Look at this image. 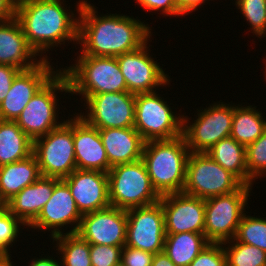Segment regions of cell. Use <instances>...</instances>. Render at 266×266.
Segmentation results:
<instances>
[{
    "mask_svg": "<svg viewBox=\"0 0 266 266\" xmlns=\"http://www.w3.org/2000/svg\"><path fill=\"white\" fill-rule=\"evenodd\" d=\"M76 7L79 55L117 57L138 49L152 37L149 24L130 15L99 16L95 5L88 0H79Z\"/></svg>",
    "mask_w": 266,
    "mask_h": 266,
    "instance_id": "1",
    "label": "cell"
},
{
    "mask_svg": "<svg viewBox=\"0 0 266 266\" xmlns=\"http://www.w3.org/2000/svg\"><path fill=\"white\" fill-rule=\"evenodd\" d=\"M64 2L27 0L15 8L14 17L20 23L28 45L43 60L50 59L46 53L50 48L68 41L78 43L79 16L72 9L70 11L71 7L67 9Z\"/></svg>",
    "mask_w": 266,
    "mask_h": 266,
    "instance_id": "2",
    "label": "cell"
},
{
    "mask_svg": "<svg viewBox=\"0 0 266 266\" xmlns=\"http://www.w3.org/2000/svg\"><path fill=\"white\" fill-rule=\"evenodd\" d=\"M189 155L183 135L145 142L141 159L160 196L183 191Z\"/></svg>",
    "mask_w": 266,
    "mask_h": 266,
    "instance_id": "3",
    "label": "cell"
},
{
    "mask_svg": "<svg viewBox=\"0 0 266 266\" xmlns=\"http://www.w3.org/2000/svg\"><path fill=\"white\" fill-rule=\"evenodd\" d=\"M67 76L70 93L88 96L125 92L127 85L116 57L78 55L74 64L60 68Z\"/></svg>",
    "mask_w": 266,
    "mask_h": 266,
    "instance_id": "4",
    "label": "cell"
},
{
    "mask_svg": "<svg viewBox=\"0 0 266 266\" xmlns=\"http://www.w3.org/2000/svg\"><path fill=\"white\" fill-rule=\"evenodd\" d=\"M108 189L110 205L124 210L155 204L161 197L153 188L142 159L111 167Z\"/></svg>",
    "mask_w": 266,
    "mask_h": 266,
    "instance_id": "5",
    "label": "cell"
},
{
    "mask_svg": "<svg viewBox=\"0 0 266 266\" xmlns=\"http://www.w3.org/2000/svg\"><path fill=\"white\" fill-rule=\"evenodd\" d=\"M57 91L70 93L68 78L61 69L31 98L15 120L32 141L63 123L58 121Z\"/></svg>",
    "mask_w": 266,
    "mask_h": 266,
    "instance_id": "6",
    "label": "cell"
},
{
    "mask_svg": "<svg viewBox=\"0 0 266 266\" xmlns=\"http://www.w3.org/2000/svg\"><path fill=\"white\" fill-rule=\"evenodd\" d=\"M244 184L206 152H190L183 193L208 199L239 190Z\"/></svg>",
    "mask_w": 266,
    "mask_h": 266,
    "instance_id": "7",
    "label": "cell"
},
{
    "mask_svg": "<svg viewBox=\"0 0 266 266\" xmlns=\"http://www.w3.org/2000/svg\"><path fill=\"white\" fill-rule=\"evenodd\" d=\"M32 153L36 157L41 176L63 179L76 168L73 143V118L33 141Z\"/></svg>",
    "mask_w": 266,
    "mask_h": 266,
    "instance_id": "8",
    "label": "cell"
},
{
    "mask_svg": "<svg viewBox=\"0 0 266 266\" xmlns=\"http://www.w3.org/2000/svg\"><path fill=\"white\" fill-rule=\"evenodd\" d=\"M160 95L156 91L135 94L134 128L145 142L182 135L183 115L172 111L169 102Z\"/></svg>",
    "mask_w": 266,
    "mask_h": 266,
    "instance_id": "9",
    "label": "cell"
},
{
    "mask_svg": "<svg viewBox=\"0 0 266 266\" xmlns=\"http://www.w3.org/2000/svg\"><path fill=\"white\" fill-rule=\"evenodd\" d=\"M251 191L252 186L243 185L234 192L205 200L204 235L209 242L234 239Z\"/></svg>",
    "mask_w": 266,
    "mask_h": 266,
    "instance_id": "10",
    "label": "cell"
},
{
    "mask_svg": "<svg viewBox=\"0 0 266 266\" xmlns=\"http://www.w3.org/2000/svg\"><path fill=\"white\" fill-rule=\"evenodd\" d=\"M196 120L189 122L183 116L182 135L190 152H206L221 139L230 136L233 121V105L213 103L197 111ZM187 124V125H186Z\"/></svg>",
    "mask_w": 266,
    "mask_h": 266,
    "instance_id": "11",
    "label": "cell"
},
{
    "mask_svg": "<svg viewBox=\"0 0 266 266\" xmlns=\"http://www.w3.org/2000/svg\"><path fill=\"white\" fill-rule=\"evenodd\" d=\"M83 105L86 106L87 114L80 112L79 116L95 128L134 127L135 94L133 93L125 91L96 94L88 96Z\"/></svg>",
    "mask_w": 266,
    "mask_h": 266,
    "instance_id": "12",
    "label": "cell"
},
{
    "mask_svg": "<svg viewBox=\"0 0 266 266\" xmlns=\"http://www.w3.org/2000/svg\"><path fill=\"white\" fill-rule=\"evenodd\" d=\"M127 232L125 245L150 252L164 251L165 216L161 202L126 210Z\"/></svg>",
    "mask_w": 266,
    "mask_h": 266,
    "instance_id": "13",
    "label": "cell"
},
{
    "mask_svg": "<svg viewBox=\"0 0 266 266\" xmlns=\"http://www.w3.org/2000/svg\"><path fill=\"white\" fill-rule=\"evenodd\" d=\"M149 39L138 49L116 57L124 76L127 90L133 94L155 92L159 87L170 84V76L165 74L157 61L150 56Z\"/></svg>",
    "mask_w": 266,
    "mask_h": 266,
    "instance_id": "14",
    "label": "cell"
},
{
    "mask_svg": "<svg viewBox=\"0 0 266 266\" xmlns=\"http://www.w3.org/2000/svg\"><path fill=\"white\" fill-rule=\"evenodd\" d=\"M81 218L82 215L76 207L75 200L67 183L63 179H60L55 184L52 196L43 206L37 218L26 228L28 229L30 227L34 230L38 229V231H51L50 235L52 239L65 234V229L63 228L65 226L66 230L69 225H71L69 229L72 227L66 234L76 233Z\"/></svg>",
    "mask_w": 266,
    "mask_h": 266,
    "instance_id": "15",
    "label": "cell"
},
{
    "mask_svg": "<svg viewBox=\"0 0 266 266\" xmlns=\"http://www.w3.org/2000/svg\"><path fill=\"white\" fill-rule=\"evenodd\" d=\"M42 60L29 70L20 71L4 100L0 102V120L15 121L31 98L60 70Z\"/></svg>",
    "mask_w": 266,
    "mask_h": 266,
    "instance_id": "16",
    "label": "cell"
},
{
    "mask_svg": "<svg viewBox=\"0 0 266 266\" xmlns=\"http://www.w3.org/2000/svg\"><path fill=\"white\" fill-rule=\"evenodd\" d=\"M126 210L110 206L82 215L77 234L89 244L125 246Z\"/></svg>",
    "mask_w": 266,
    "mask_h": 266,
    "instance_id": "17",
    "label": "cell"
},
{
    "mask_svg": "<svg viewBox=\"0 0 266 266\" xmlns=\"http://www.w3.org/2000/svg\"><path fill=\"white\" fill-rule=\"evenodd\" d=\"M166 234L194 232L204 234L205 200L181 193L162 195Z\"/></svg>",
    "mask_w": 266,
    "mask_h": 266,
    "instance_id": "18",
    "label": "cell"
},
{
    "mask_svg": "<svg viewBox=\"0 0 266 266\" xmlns=\"http://www.w3.org/2000/svg\"><path fill=\"white\" fill-rule=\"evenodd\" d=\"M81 215L110 207L108 173L75 169L63 178Z\"/></svg>",
    "mask_w": 266,
    "mask_h": 266,
    "instance_id": "19",
    "label": "cell"
},
{
    "mask_svg": "<svg viewBox=\"0 0 266 266\" xmlns=\"http://www.w3.org/2000/svg\"><path fill=\"white\" fill-rule=\"evenodd\" d=\"M75 114L72 117L76 168L108 173L111 166L99 129L88 124L78 113Z\"/></svg>",
    "mask_w": 266,
    "mask_h": 266,
    "instance_id": "20",
    "label": "cell"
},
{
    "mask_svg": "<svg viewBox=\"0 0 266 266\" xmlns=\"http://www.w3.org/2000/svg\"><path fill=\"white\" fill-rule=\"evenodd\" d=\"M28 45L20 23L13 17L0 22V64L29 70L43 59Z\"/></svg>",
    "mask_w": 266,
    "mask_h": 266,
    "instance_id": "21",
    "label": "cell"
},
{
    "mask_svg": "<svg viewBox=\"0 0 266 266\" xmlns=\"http://www.w3.org/2000/svg\"><path fill=\"white\" fill-rule=\"evenodd\" d=\"M59 180L55 177L40 176L7 201L10 213L28 227L52 196L54 186Z\"/></svg>",
    "mask_w": 266,
    "mask_h": 266,
    "instance_id": "22",
    "label": "cell"
},
{
    "mask_svg": "<svg viewBox=\"0 0 266 266\" xmlns=\"http://www.w3.org/2000/svg\"><path fill=\"white\" fill-rule=\"evenodd\" d=\"M111 167L141 160L145 141L134 127L99 129Z\"/></svg>",
    "mask_w": 266,
    "mask_h": 266,
    "instance_id": "23",
    "label": "cell"
},
{
    "mask_svg": "<svg viewBox=\"0 0 266 266\" xmlns=\"http://www.w3.org/2000/svg\"><path fill=\"white\" fill-rule=\"evenodd\" d=\"M40 176L39 165L33 153L25 159L0 166V193L8 201Z\"/></svg>",
    "mask_w": 266,
    "mask_h": 266,
    "instance_id": "24",
    "label": "cell"
},
{
    "mask_svg": "<svg viewBox=\"0 0 266 266\" xmlns=\"http://www.w3.org/2000/svg\"><path fill=\"white\" fill-rule=\"evenodd\" d=\"M32 151L33 141L15 121L0 120V166L25 159Z\"/></svg>",
    "mask_w": 266,
    "mask_h": 266,
    "instance_id": "25",
    "label": "cell"
},
{
    "mask_svg": "<svg viewBox=\"0 0 266 266\" xmlns=\"http://www.w3.org/2000/svg\"><path fill=\"white\" fill-rule=\"evenodd\" d=\"M206 153L224 169L235 175L244 185L249 186L244 145L228 136L213 145Z\"/></svg>",
    "mask_w": 266,
    "mask_h": 266,
    "instance_id": "26",
    "label": "cell"
},
{
    "mask_svg": "<svg viewBox=\"0 0 266 266\" xmlns=\"http://www.w3.org/2000/svg\"><path fill=\"white\" fill-rule=\"evenodd\" d=\"M230 136L245 147L253 143L266 130V119L262 112L252 105H234Z\"/></svg>",
    "mask_w": 266,
    "mask_h": 266,
    "instance_id": "27",
    "label": "cell"
},
{
    "mask_svg": "<svg viewBox=\"0 0 266 266\" xmlns=\"http://www.w3.org/2000/svg\"><path fill=\"white\" fill-rule=\"evenodd\" d=\"M209 243L202 233L166 234L164 252L176 266H188Z\"/></svg>",
    "mask_w": 266,
    "mask_h": 266,
    "instance_id": "28",
    "label": "cell"
},
{
    "mask_svg": "<svg viewBox=\"0 0 266 266\" xmlns=\"http://www.w3.org/2000/svg\"><path fill=\"white\" fill-rule=\"evenodd\" d=\"M60 255L62 266H92L90 244L77 233L62 234L52 238Z\"/></svg>",
    "mask_w": 266,
    "mask_h": 266,
    "instance_id": "29",
    "label": "cell"
},
{
    "mask_svg": "<svg viewBox=\"0 0 266 266\" xmlns=\"http://www.w3.org/2000/svg\"><path fill=\"white\" fill-rule=\"evenodd\" d=\"M222 245H225L223 248L227 266H266V252L256 246L238 242L235 239L225 241Z\"/></svg>",
    "mask_w": 266,
    "mask_h": 266,
    "instance_id": "30",
    "label": "cell"
},
{
    "mask_svg": "<svg viewBox=\"0 0 266 266\" xmlns=\"http://www.w3.org/2000/svg\"><path fill=\"white\" fill-rule=\"evenodd\" d=\"M234 239L266 252V217L259 218L244 213Z\"/></svg>",
    "mask_w": 266,
    "mask_h": 266,
    "instance_id": "31",
    "label": "cell"
},
{
    "mask_svg": "<svg viewBox=\"0 0 266 266\" xmlns=\"http://www.w3.org/2000/svg\"><path fill=\"white\" fill-rule=\"evenodd\" d=\"M23 226V228L21 227ZM25 224L13 214L8 208L0 211V258L5 261H11L10 247L15 244L19 238L21 229L25 228ZM21 228V229H20ZM20 230V231H19Z\"/></svg>",
    "mask_w": 266,
    "mask_h": 266,
    "instance_id": "32",
    "label": "cell"
},
{
    "mask_svg": "<svg viewBox=\"0 0 266 266\" xmlns=\"http://www.w3.org/2000/svg\"><path fill=\"white\" fill-rule=\"evenodd\" d=\"M237 9L250 25V31L257 38L266 36V0H237Z\"/></svg>",
    "mask_w": 266,
    "mask_h": 266,
    "instance_id": "33",
    "label": "cell"
},
{
    "mask_svg": "<svg viewBox=\"0 0 266 266\" xmlns=\"http://www.w3.org/2000/svg\"><path fill=\"white\" fill-rule=\"evenodd\" d=\"M246 164L249 186H252L260 176L266 177V130L253 143L246 146Z\"/></svg>",
    "mask_w": 266,
    "mask_h": 266,
    "instance_id": "34",
    "label": "cell"
},
{
    "mask_svg": "<svg viewBox=\"0 0 266 266\" xmlns=\"http://www.w3.org/2000/svg\"><path fill=\"white\" fill-rule=\"evenodd\" d=\"M188 266H227L222 243L207 244Z\"/></svg>",
    "mask_w": 266,
    "mask_h": 266,
    "instance_id": "35",
    "label": "cell"
},
{
    "mask_svg": "<svg viewBox=\"0 0 266 266\" xmlns=\"http://www.w3.org/2000/svg\"><path fill=\"white\" fill-rule=\"evenodd\" d=\"M123 247L90 244L92 266H115L121 262Z\"/></svg>",
    "mask_w": 266,
    "mask_h": 266,
    "instance_id": "36",
    "label": "cell"
},
{
    "mask_svg": "<svg viewBox=\"0 0 266 266\" xmlns=\"http://www.w3.org/2000/svg\"><path fill=\"white\" fill-rule=\"evenodd\" d=\"M154 254L141 249L123 246L121 262L125 266H151Z\"/></svg>",
    "mask_w": 266,
    "mask_h": 266,
    "instance_id": "37",
    "label": "cell"
},
{
    "mask_svg": "<svg viewBox=\"0 0 266 266\" xmlns=\"http://www.w3.org/2000/svg\"><path fill=\"white\" fill-rule=\"evenodd\" d=\"M137 4L141 5L143 9H147L152 13L159 11L162 15L166 16H183L179 11L175 0H135Z\"/></svg>",
    "mask_w": 266,
    "mask_h": 266,
    "instance_id": "38",
    "label": "cell"
},
{
    "mask_svg": "<svg viewBox=\"0 0 266 266\" xmlns=\"http://www.w3.org/2000/svg\"><path fill=\"white\" fill-rule=\"evenodd\" d=\"M20 71V69L14 66L0 64V102L4 100L14 78Z\"/></svg>",
    "mask_w": 266,
    "mask_h": 266,
    "instance_id": "39",
    "label": "cell"
},
{
    "mask_svg": "<svg viewBox=\"0 0 266 266\" xmlns=\"http://www.w3.org/2000/svg\"><path fill=\"white\" fill-rule=\"evenodd\" d=\"M176 5L179 9V11L183 15H189L193 11L198 10V7L201 6V4H205L206 1L210 0H175Z\"/></svg>",
    "mask_w": 266,
    "mask_h": 266,
    "instance_id": "40",
    "label": "cell"
},
{
    "mask_svg": "<svg viewBox=\"0 0 266 266\" xmlns=\"http://www.w3.org/2000/svg\"><path fill=\"white\" fill-rule=\"evenodd\" d=\"M15 15V7L8 0H0V22L10 20Z\"/></svg>",
    "mask_w": 266,
    "mask_h": 266,
    "instance_id": "41",
    "label": "cell"
},
{
    "mask_svg": "<svg viewBox=\"0 0 266 266\" xmlns=\"http://www.w3.org/2000/svg\"><path fill=\"white\" fill-rule=\"evenodd\" d=\"M49 255H45V257H40V258H33L30 260L31 262H28V266H62L61 265V260L58 258L57 260L54 259L53 257H48ZM53 258V259H52Z\"/></svg>",
    "mask_w": 266,
    "mask_h": 266,
    "instance_id": "42",
    "label": "cell"
},
{
    "mask_svg": "<svg viewBox=\"0 0 266 266\" xmlns=\"http://www.w3.org/2000/svg\"><path fill=\"white\" fill-rule=\"evenodd\" d=\"M151 266H176V265L163 251L154 254Z\"/></svg>",
    "mask_w": 266,
    "mask_h": 266,
    "instance_id": "43",
    "label": "cell"
},
{
    "mask_svg": "<svg viewBox=\"0 0 266 266\" xmlns=\"http://www.w3.org/2000/svg\"><path fill=\"white\" fill-rule=\"evenodd\" d=\"M7 208V201L2 197L0 193V211Z\"/></svg>",
    "mask_w": 266,
    "mask_h": 266,
    "instance_id": "44",
    "label": "cell"
},
{
    "mask_svg": "<svg viewBox=\"0 0 266 266\" xmlns=\"http://www.w3.org/2000/svg\"><path fill=\"white\" fill-rule=\"evenodd\" d=\"M8 1L16 8L17 6L26 2L27 0H8Z\"/></svg>",
    "mask_w": 266,
    "mask_h": 266,
    "instance_id": "45",
    "label": "cell"
},
{
    "mask_svg": "<svg viewBox=\"0 0 266 266\" xmlns=\"http://www.w3.org/2000/svg\"><path fill=\"white\" fill-rule=\"evenodd\" d=\"M13 263V261H5L0 266H14L15 264Z\"/></svg>",
    "mask_w": 266,
    "mask_h": 266,
    "instance_id": "46",
    "label": "cell"
},
{
    "mask_svg": "<svg viewBox=\"0 0 266 266\" xmlns=\"http://www.w3.org/2000/svg\"><path fill=\"white\" fill-rule=\"evenodd\" d=\"M115 266H125L122 262L118 263L117 265Z\"/></svg>",
    "mask_w": 266,
    "mask_h": 266,
    "instance_id": "47",
    "label": "cell"
},
{
    "mask_svg": "<svg viewBox=\"0 0 266 266\" xmlns=\"http://www.w3.org/2000/svg\"><path fill=\"white\" fill-rule=\"evenodd\" d=\"M4 261L0 258V265L3 263Z\"/></svg>",
    "mask_w": 266,
    "mask_h": 266,
    "instance_id": "48",
    "label": "cell"
}]
</instances>
